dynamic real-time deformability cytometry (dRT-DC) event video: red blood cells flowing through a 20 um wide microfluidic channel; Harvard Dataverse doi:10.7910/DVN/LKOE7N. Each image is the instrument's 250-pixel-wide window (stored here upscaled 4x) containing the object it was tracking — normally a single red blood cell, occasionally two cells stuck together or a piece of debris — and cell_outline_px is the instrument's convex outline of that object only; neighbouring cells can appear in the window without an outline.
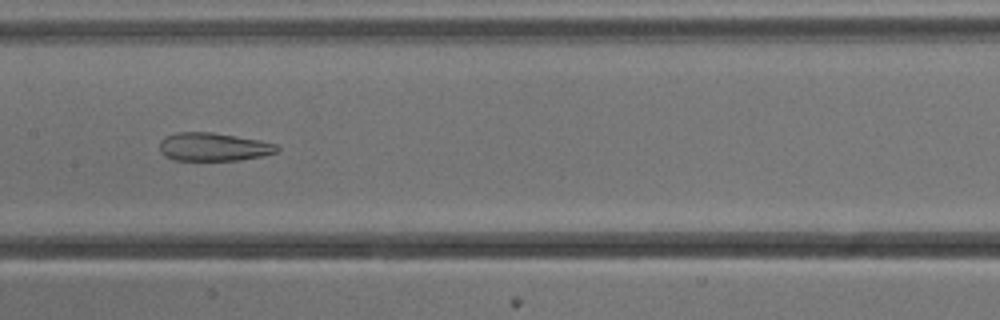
{"species": "common noctule bat (a hibernating species)", "species_latin": "Nyctalus noctula", "temperature_condition": "cold", "stored_images_in_passage": 52, "camera_frame_rate_fps": 3000, "um_per_image_px": 0.085, "animal": {"sex": "male", "body_mass_g": 13.3}, "frame": {"image": 1, "passage_image": 25, "time_ms": 8.0, "image_size_px": [1000, 320], "cell_outline_px": [[280, 148], [276, 152], [264, 156], [240, 160], [172, 160], [164, 156], [160, 152], [160, 140], [164, 136], [176, 132], [212, 132], [260, 140], [276, 144]], "centroid_in_image_um": [18.12, 12.48], "position_along_channel_um": 189.3, "area_um2": 19.54}}
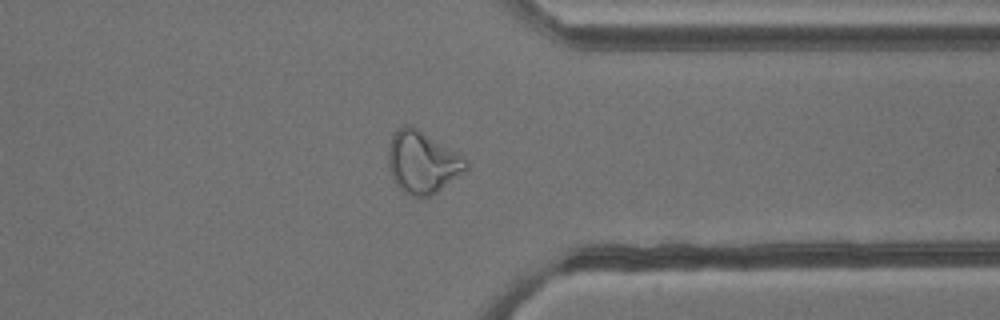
{"frame": {"image": 2, "passage_image": 40, "time_ms": 13.0, "image_size_px": [1000, 320], "cell_outline_px": [[468, 168], [464, 172], [436, 192], [428, 196], [412, 196], [404, 192], [400, 188], [392, 176], [388, 164], [388, 152], [392, 136], [404, 124], [408, 124], [416, 128], [464, 156], [468, 160]], "centroid_in_image_um": [35.92, 13.79], "position_along_channel_um": 375.5, "area_um2": 27.63}}
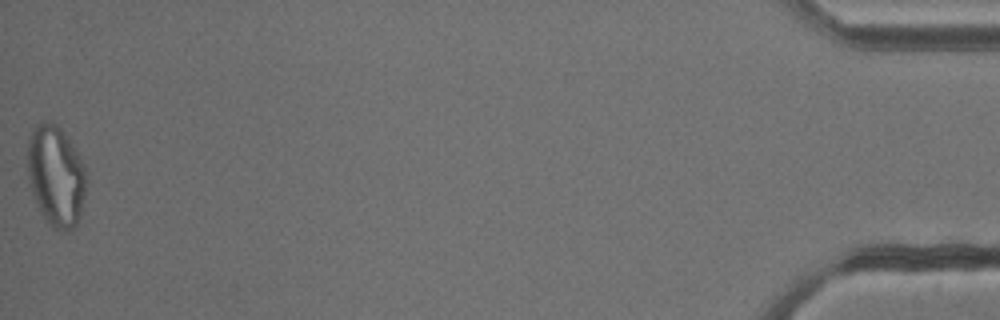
{"frame": {"image": 3, "passage_image": 52, "time_ms": 17.0, "image_size_px": [1000, 320], "cell_outline_px": [[84, 192], [80, 216], [72, 232], [68, 232], [52, 228], [48, 224], [28, 184], [28, 140], [32, 128], [36, 124], [56, 124], [68, 136], [76, 148], [80, 156], [84, 168]], "centroid_in_image_um": [4.74, 14.96], "position_along_channel_um": 430.5, "area_um2": 34.16}, "authors_computed_cell_mechanics": {"area_um2": 27.8885, "velocity_mm_per_s": 3.8311, "shape_relaxation_time_tau1_ms": null, "shape_relaxation_time_tau2_ms": 2.5678, "deformation_change_tau1": null, "deformation_change_tau2": 0.1171}}